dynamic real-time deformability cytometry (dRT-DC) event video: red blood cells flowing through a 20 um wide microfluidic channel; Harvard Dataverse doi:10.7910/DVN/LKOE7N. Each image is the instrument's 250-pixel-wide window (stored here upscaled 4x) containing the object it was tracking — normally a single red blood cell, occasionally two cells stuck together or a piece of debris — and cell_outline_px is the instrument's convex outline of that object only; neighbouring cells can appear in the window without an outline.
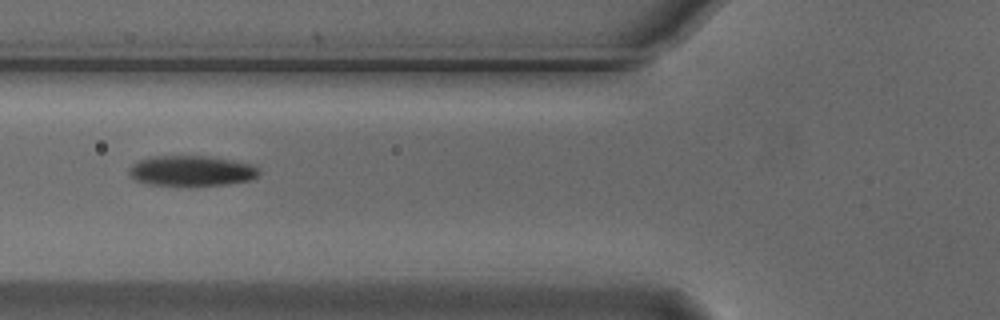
{"species": "Egyptian fruit bat (a non-hibernating species)", "species_latin": "Rousettus aegyptiacus", "temperature_condition": "cold", "stored_images_in_passage": 8, "camera_frame_rate_fps": 3000, "um_per_image_px": 0.085, "animal": {"sex": "male"}, "frame": {"image": 1, "passage_image": 5, "time_ms": 1.333, "image_size_px": [1000, 320], "cell_outline_px": [[260, 172], [252, 180], [228, 184], [148, 184], [136, 180], [128, 172], [128, 168], [132, 164], [140, 160], [152, 156], [208, 156], [252, 164]], "centroid_in_image_um": [16.27, 14.5], "position_along_channel_um": 109.5, "area_um2": 22.48}}
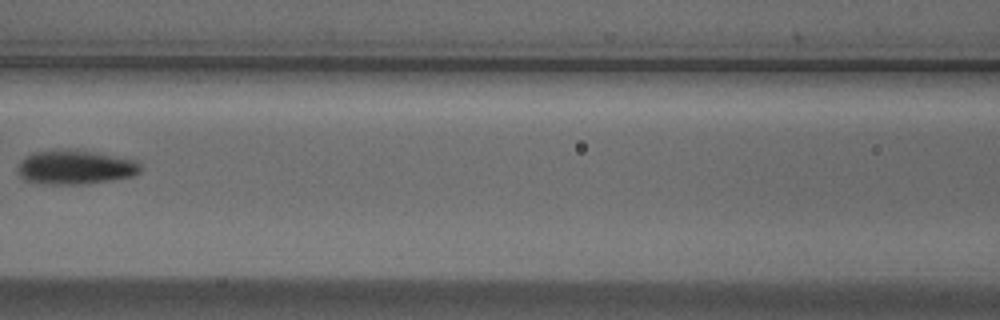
{"frame": {"image": 2, "passage_image": 6, "time_ms": 1.667, "image_size_px": [1000, 320], "cell_outline_px": [[144, 168], [136, 176], [88, 184], [48, 184], [24, 180], [20, 176], [16, 168], [20, 160], [24, 156], [32, 152], [56, 148], [68, 148], [92, 152], [136, 160]], "centroid_in_image_um": [6.38, 14.2], "position_along_channel_um": 160.2, "area_um2": 25.09}}
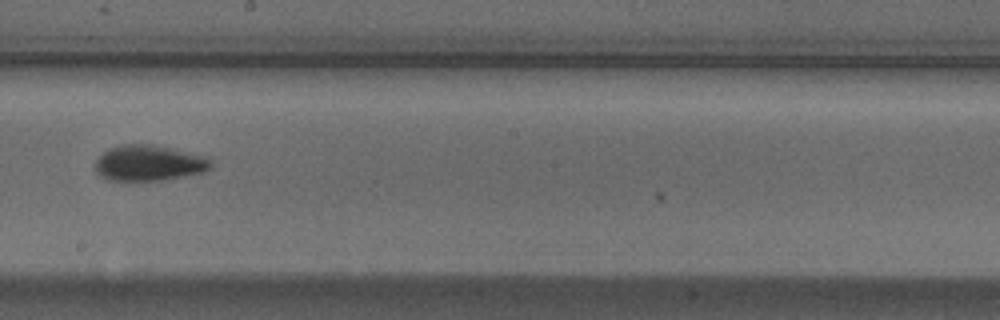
{"frame": {"image": 3, "passage_image": 8, "time_ms": 2.333, "image_size_px": [1000, 320], "cell_outline_px": [[212, 168], [204, 172], [184, 176], [160, 180], [108, 180], [100, 176], [96, 172], [96, 160], [108, 148], [124, 144], [156, 144], [204, 156], [212, 160]], "centroid_in_image_um": [12.67, 13.85], "position_along_channel_um": 235.5, "area_um2": 24.1}}